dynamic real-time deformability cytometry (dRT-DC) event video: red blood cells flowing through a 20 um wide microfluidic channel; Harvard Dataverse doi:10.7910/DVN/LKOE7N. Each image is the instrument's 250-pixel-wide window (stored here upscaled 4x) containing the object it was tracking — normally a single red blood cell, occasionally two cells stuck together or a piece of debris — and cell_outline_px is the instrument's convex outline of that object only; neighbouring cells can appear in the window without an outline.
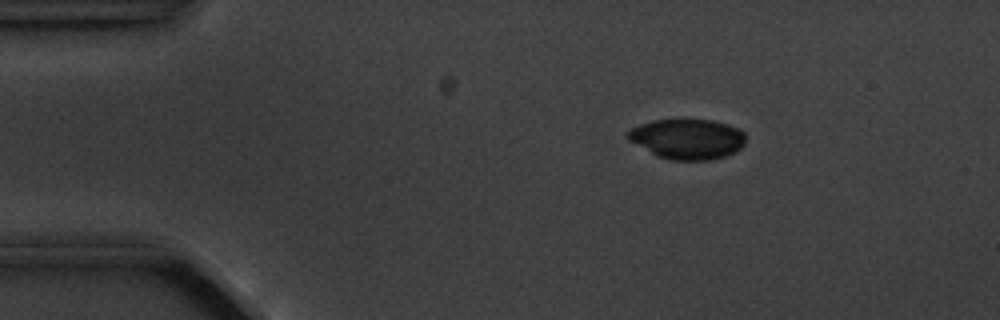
{"species": "common noctule bat (a hibernating species)", "species_latin": "Nyctalus noctula", "temperature_condition": "cold", "stored_images_in_passage": 5, "camera_frame_rate_fps": 3000, "um_per_image_px": 0.085, "animal": {"sex": "male", "body_mass_g": 20.1, "forearm_length_mm": 53.5}, "frame": {"image": 1, "passage_image": 3, "time_ms": 2.333, "image_size_px": [1000, 320], "cell_outline_px": [[744, 144], [736, 152], [724, 156], [708, 160], [672, 160], [656, 156], [628, 140], [628, 132], [632, 128], [640, 124], [652, 120], [712, 120], [728, 124], [740, 128], [744, 132]], "centroid_in_image_um": [58.44, 11.81], "position_along_channel_um": 26.6, "area_um2": 27.57}}